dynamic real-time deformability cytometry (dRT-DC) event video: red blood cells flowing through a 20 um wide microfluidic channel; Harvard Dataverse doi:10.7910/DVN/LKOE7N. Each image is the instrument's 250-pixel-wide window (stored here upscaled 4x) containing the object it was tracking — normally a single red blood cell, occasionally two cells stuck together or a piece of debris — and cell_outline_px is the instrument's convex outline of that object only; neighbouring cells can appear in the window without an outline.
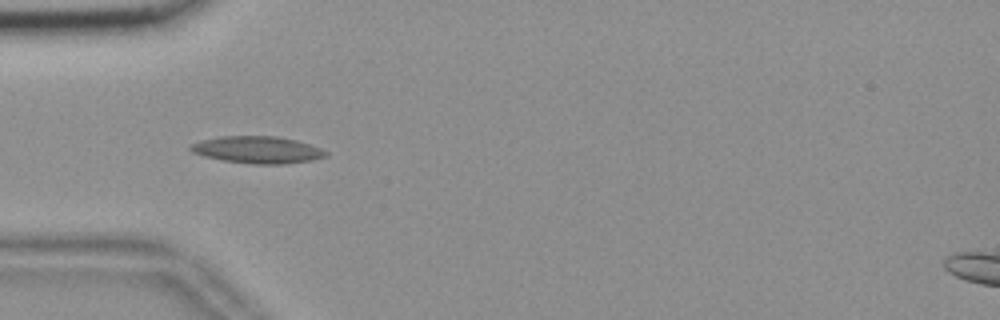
{"species": "common noctule bat (a hibernating species)", "species_latin": "Nyctalus noctula", "temperature_condition": "room temperature", "stored_images_in_passage": 23, "camera_frame_rate_fps": 3000, "um_per_image_px": 0.085, "animal": {"sex": "female", "body_mass_g": 18.4}, "frame": {"image": 1, "passage_image": 7, "time_ms": 2.0, "image_size_px": [1000, 320], "cell_outline_px": [[328, 156], [312, 160], [284, 164], [252, 164], [224, 160], [204, 156], [192, 152], [188, 148], [192, 144], [200, 140], [220, 136], [276, 136], [296, 140], [320, 148], [328, 152]], "centroid_in_image_um": [21.89, 12.73], "position_along_channel_um": 63.1, "area_um2": 21.27}}